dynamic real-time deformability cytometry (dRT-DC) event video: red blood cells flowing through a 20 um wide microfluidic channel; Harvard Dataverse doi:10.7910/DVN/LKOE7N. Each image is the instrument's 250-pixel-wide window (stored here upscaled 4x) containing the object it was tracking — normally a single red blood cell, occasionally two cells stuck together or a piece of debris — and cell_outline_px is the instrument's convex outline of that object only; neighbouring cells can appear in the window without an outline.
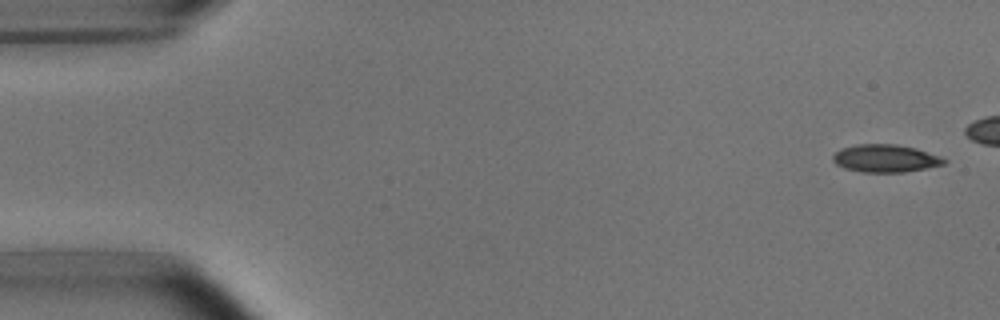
{"species": "common noctule bat (a hibernating species)", "species_latin": "Nyctalus noctula", "temperature_condition": "room temperature", "stored_images_in_passage": 4, "camera_frame_rate_fps": 3000, "um_per_image_px": 0.085, "animal": {"sex": "male", "body_mass_g": 15.6}, "frame": {"image": 1, "passage_image": 1, "time_ms": 0.0, "image_size_px": [1000, 320], "cell_outline_px": [[948, 160], [944, 164], [904, 172], [864, 172], [844, 168], [836, 164], [832, 160], [832, 156], [840, 148], [860, 144], [896, 144], [916, 148], [940, 156]], "centroid_in_image_um": [75.24, 13.45], "position_along_channel_um": 9.8, "area_um2": 17.86}}